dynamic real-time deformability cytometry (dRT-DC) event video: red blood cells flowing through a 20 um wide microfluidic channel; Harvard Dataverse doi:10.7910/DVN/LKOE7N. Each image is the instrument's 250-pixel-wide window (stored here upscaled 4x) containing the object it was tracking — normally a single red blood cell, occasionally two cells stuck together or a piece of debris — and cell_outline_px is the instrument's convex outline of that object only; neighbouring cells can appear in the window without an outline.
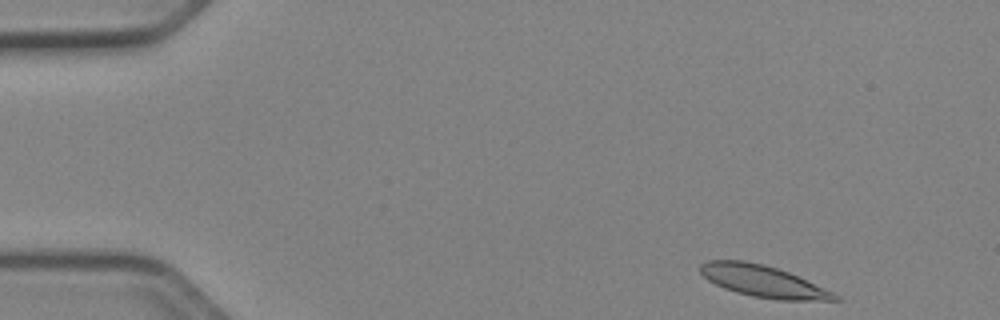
{"species": "Egyptian fruit bat (a non-hibernating species)", "species_latin": "Rousettus aegyptiacus", "temperature_condition": "cold", "stored_images_in_passage": 47, "camera_frame_rate_fps": 3000, "um_per_image_px": 0.085, "animal": {"sex": "female"}, "frame": {"image": 1, "passage_image": 1, "time_ms": 0.0, "image_size_px": [1000, 320], "cell_outline_px": [[844, 300], [776, 300], [752, 296], [736, 292], [724, 288], [708, 280], [700, 272], [700, 264], [708, 260], [744, 260], [764, 264], [788, 272], [832, 292], [840, 296]], "centroid_in_image_um": [64.83, 23.9], "position_along_channel_um": 20.2, "area_um2": 24.62}}
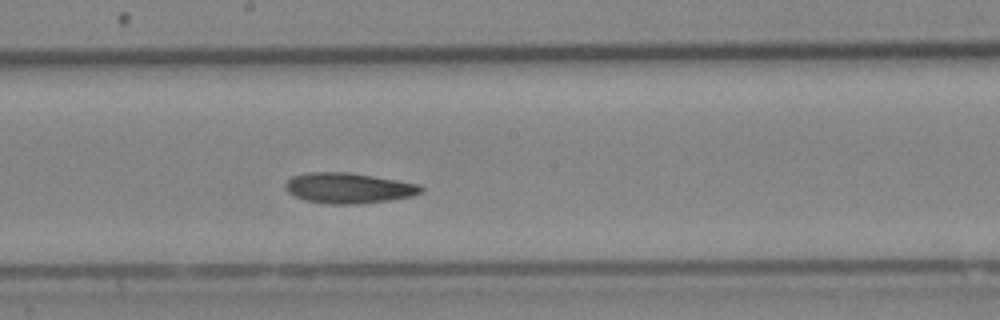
{"frame": {"image": 2, "passage_image": 24, "time_ms": 7.667, "image_size_px": [1000, 320], "cell_outline_px": [[424, 188], [420, 192], [412, 196], [392, 200], [356, 204], [328, 204], [304, 200], [288, 192], [284, 188], [284, 184], [292, 176], [308, 172], [348, 172], [420, 184]], "centroid_in_image_um": [29.61, 15.99], "position_along_channel_um": 218.6, "area_um2": 24.1}}
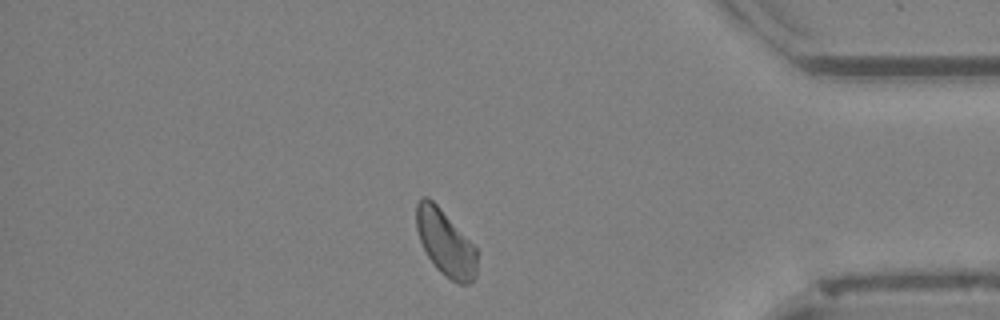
{"frame": {"image": 3, "passage_image": 40, "time_ms": 13.0, "image_size_px": [1000, 320], "cell_outline_px": [[480, 252], [476, 276], [472, 284], [460, 284], [452, 280], [440, 272], [436, 268], [428, 256], [420, 240], [416, 228], [416, 204], [424, 196], [428, 196], [440, 208]], "centroid_in_image_um": [37.91, 20.69], "position_along_channel_um": 397.3, "area_um2": 23.41}, "authors_computed_cell_mechanics": {"area_um2": 23.987, "velocity_mm_per_s": 3.9003, "shape_relaxation_time_tau1_ms": null, "shape_relaxation_time_tau2_ms": 8.8355, "deformation_change_tau1": null, "deformation_change_tau2": 0.1218}}